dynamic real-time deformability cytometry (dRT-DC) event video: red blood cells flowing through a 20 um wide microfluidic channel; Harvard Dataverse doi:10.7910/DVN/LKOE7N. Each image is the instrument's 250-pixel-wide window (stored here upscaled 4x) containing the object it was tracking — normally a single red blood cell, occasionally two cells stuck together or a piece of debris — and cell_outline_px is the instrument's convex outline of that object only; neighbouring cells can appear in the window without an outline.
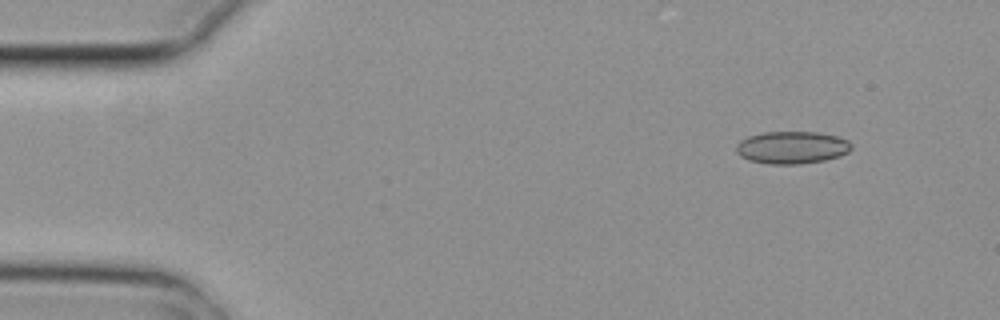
{"species": "common noctule bat (a hibernating species)", "species_latin": "Nyctalus noctula", "temperature_condition": "cold", "stored_images_in_passage": 4, "camera_frame_rate_fps": 3000, "um_per_image_px": 0.085, "animal": {"sex": "female", "body_mass_g": 29.2, "forearm_length_mm": 56.3}, "frame": {"image": 1, "passage_image": 1, "time_ms": 0.0, "image_size_px": [1000, 320], "cell_outline_px": [[852, 148], [848, 152], [840, 156], [824, 160], [800, 164], [768, 164], [748, 160], [740, 156], [736, 152], [736, 144], [740, 140], [748, 136], [764, 132], [816, 132], [836, 136], [848, 140], [852, 144]], "centroid_in_image_um": [67.3, 12.54], "position_along_channel_um": 17.7, "area_um2": 21.91}}